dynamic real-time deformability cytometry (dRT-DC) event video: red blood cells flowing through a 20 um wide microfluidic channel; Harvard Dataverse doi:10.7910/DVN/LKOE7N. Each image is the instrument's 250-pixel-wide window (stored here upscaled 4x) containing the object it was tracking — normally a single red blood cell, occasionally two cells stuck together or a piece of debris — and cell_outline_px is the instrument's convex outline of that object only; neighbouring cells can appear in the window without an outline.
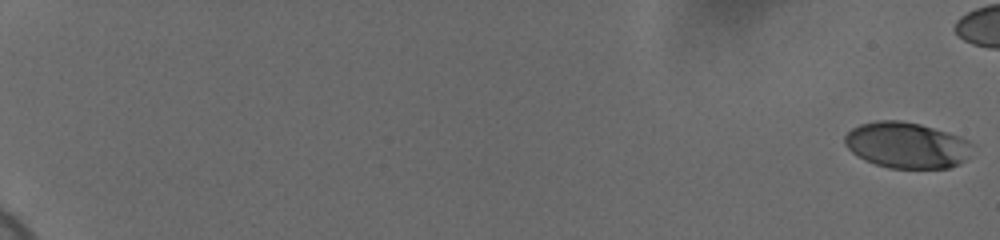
{"species": "human", "species_latin": "Homo sapiens", "temperature_condition": "cold", "stored_images_in_passage": 55, "camera_frame_rate_fps": 3000, "um_per_image_px": 0.085, "donor": {"sex": "female"}, "frame": {"image": 1, "passage_image": 1, "time_ms": 0.0, "image_size_px": [1000, 240], "cell_outline_px": [[972, 144], [964, 160], [960, 164], [948, 168], [888, 168], [864, 160], [852, 152], [844, 144], [844, 136], [852, 128], [860, 124], [876, 120], [896, 120], [920, 124], [960, 136], [968, 140]], "centroid_in_image_um": [77.03, 12.34], "position_along_channel_um": 8.0, "area_um2": 34.04}}
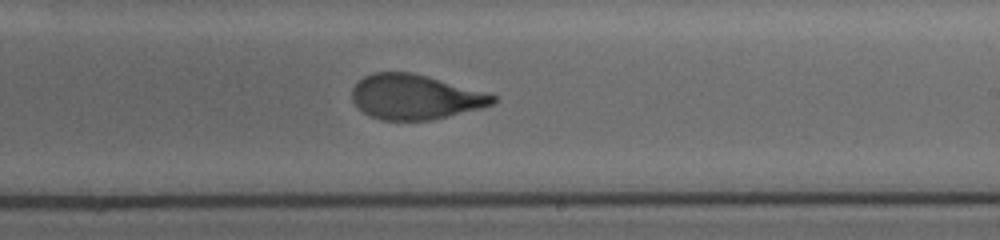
{"frame": {"image": 2, "passage_image": 40, "time_ms": 13.0, "image_size_px": [1000, 240], "cell_outline_px": [[496, 100], [492, 104], [480, 108], [432, 120], [380, 120], [364, 112], [352, 100], [352, 88], [364, 76], [372, 72], [412, 72], [484, 92], [496, 96]], "centroid_in_image_um": [35.25, 8.24], "position_along_channel_um": 253.7, "area_um2": 36.36}}
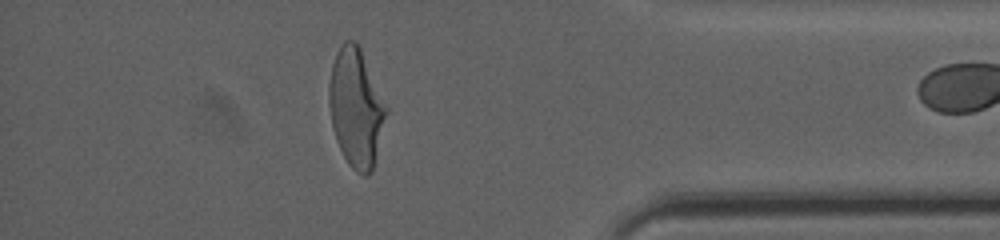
{"frame": {"image": 3, "passage_image": 54, "time_ms": 17.667, "image_size_px": [1000, 240], "cell_outline_px": [[388, 112], [372, 172], [368, 176], [364, 176], [356, 172], [348, 164], [336, 140], [332, 128], [328, 100], [328, 84], [332, 64], [336, 52], [344, 40], [356, 40], [360, 48], [388, 108]], "centroid_in_image_um": [30.25, 9.17], "position_along_channel_um": 404.9, "area_um2": 39.65}}